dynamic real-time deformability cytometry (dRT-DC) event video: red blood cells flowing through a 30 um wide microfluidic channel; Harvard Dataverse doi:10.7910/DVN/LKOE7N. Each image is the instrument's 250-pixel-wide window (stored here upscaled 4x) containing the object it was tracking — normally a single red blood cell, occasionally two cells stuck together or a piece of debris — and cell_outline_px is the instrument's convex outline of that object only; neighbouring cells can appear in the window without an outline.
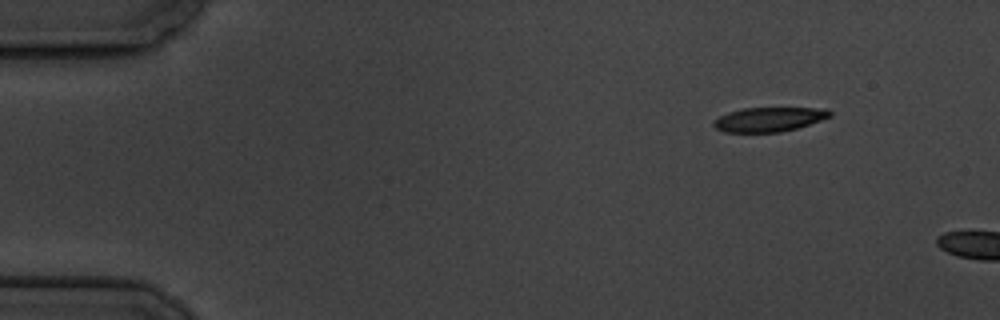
{"species": "common noctule bat (a hibernating species)", "species_latin": "Nyctalus noctula", "temperature_condition": "cold", "stored_images_in_passage": 2, "camera_frame_rate_fps": 3000, "um_per_image_px": 0.085, "animal": {"sex": "male", "body_mass_g": 19.5, "forearm_length_mm": 54.6}, "frame": {"image": 1, "passage_image": 1, "time_ms": 0.0, "image_size_px": [1000, 320], "cell_outline_px": [[832, 116], [796, 128], [780, 132], [724, 132], [716, 128], [712, 124], [720, 116], [728, 112], [744, 108], [828, 108], [832, 112]], "centroid_in_image_um": [65.39, 10.14], "position_along_channel_um": 19.6, "area_um2": 16.36}}